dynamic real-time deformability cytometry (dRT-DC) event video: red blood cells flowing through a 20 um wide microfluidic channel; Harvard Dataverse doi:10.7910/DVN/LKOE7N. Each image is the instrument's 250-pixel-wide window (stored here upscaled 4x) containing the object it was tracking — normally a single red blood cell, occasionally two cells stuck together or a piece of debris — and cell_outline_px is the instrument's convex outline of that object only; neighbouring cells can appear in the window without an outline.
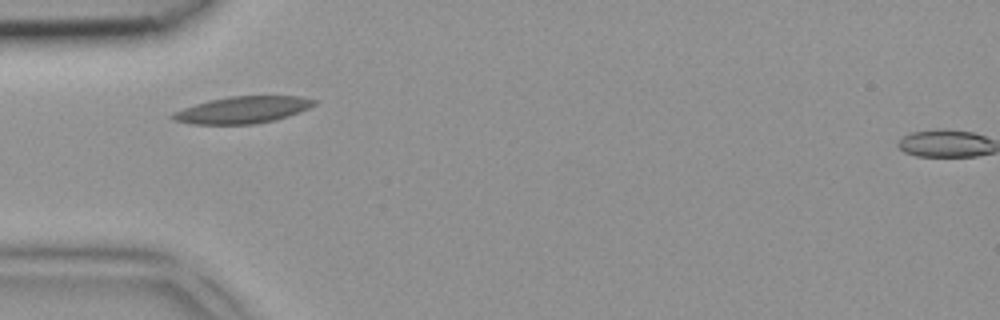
{"species": "common noctule bat (a hibernating species)", "species_latin": "Nyctalus noctula", "temperature_condition": "room temperature", "stored_images_in_passage": 1, "camera_frame_rate_fps": 3000, "um_per_image_px": 0.085, "animal": {"sex": "female", "body_mass_g": 18.4}, "frame": {"image": 1, "passage_image": 1, "time_ms": 0.0, "image_size_px": [1000, 320], "cell_outline_px": [[316, 104], [300, 112], [276, 120], [252, 124], [192, 124], [172, 120], [168, 116], [172, 112], [196, 104], [228, 96], [300, 96], [316, 100]], "centroid_in_image_um": [20.61, 9.34], "position_along_channel_um": 64.4, "area_um2": 22.14}}